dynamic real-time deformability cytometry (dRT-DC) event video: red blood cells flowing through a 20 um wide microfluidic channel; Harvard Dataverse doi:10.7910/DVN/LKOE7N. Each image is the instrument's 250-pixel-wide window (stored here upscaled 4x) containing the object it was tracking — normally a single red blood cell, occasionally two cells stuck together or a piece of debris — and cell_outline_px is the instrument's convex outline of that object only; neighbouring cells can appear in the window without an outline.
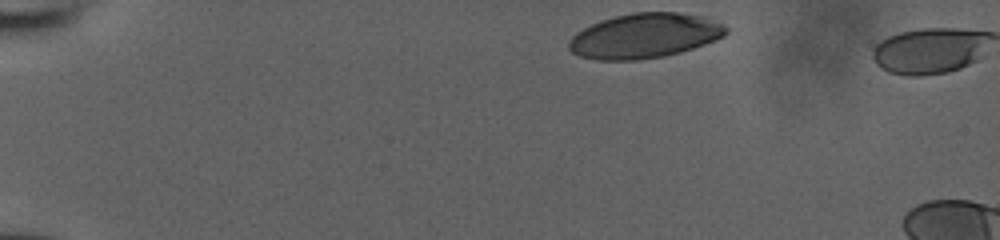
{"species": "human", "species_latin": "Homo sapiens", "temperature_condition": "room temperature", "stored_images_in_passage": 3, "camera_frame_rate_fps": 3000, "um_per_image_px": 0.085, "donor": {"sex": "male"}, "frame": {"image": 1, "passage_image": 1, "time_ms": 0.0, "image_size_px": [1000, 240], "cell_outline_px": [[728, 32], [724, 36], [716, 40], [680, 52], [664, 56], [640, 60], [596, 60], [580, 56], [572, 52], [568, 48], [568, 40], [576, 32], [600, 20], [632, 12], [680, 12], [704, 16], [724, 24], [728, 28]], "centroid_in_image_um": [54.8, 3.04], "position_along_channel_um": 30.2, "area_um2": 41.27}}